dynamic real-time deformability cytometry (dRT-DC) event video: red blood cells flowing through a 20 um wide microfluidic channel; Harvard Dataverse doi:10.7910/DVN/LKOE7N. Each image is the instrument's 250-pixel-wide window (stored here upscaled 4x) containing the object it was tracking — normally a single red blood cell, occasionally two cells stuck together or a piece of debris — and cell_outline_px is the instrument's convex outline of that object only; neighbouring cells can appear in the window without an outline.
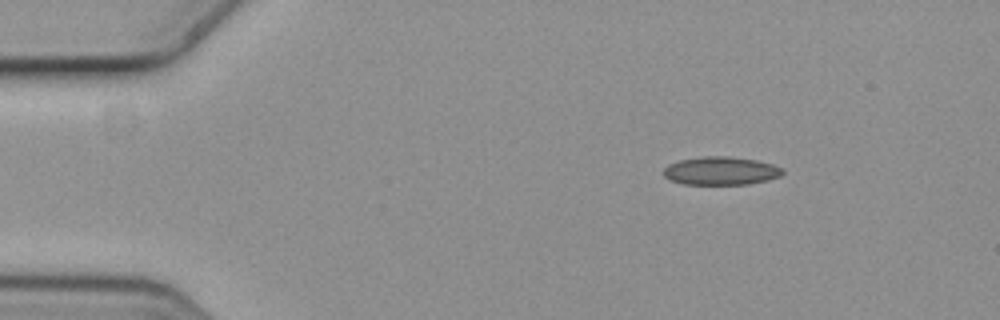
{"species": "common noctule bat (a hibernating species)", "species_latin": "Nyctalus noctula", "temperature_condition": "cold", "stored_images_in_passage": 4, "camera_frame_rate_fps": 3000, "um_per_image_px": 0.085, "animal": {"sex": "female", "body_mass_g": 19.3, "forearm_length_mm": 54.1}, "frame": {"image": 1, "passage_image": 4, "time_ms": 1.0, "image_size_px": [1000, 320], "cell_outline_px": [[784, 172], [780, 176], [748, 184], [684, 184], [672, 180], [664, 176], [664, 168], [668, 164], [680, 160], [704, 156], [728, 156], [756, 160], [772, 164], [784, 168]], "centroid_in_image_um": [61.28, 14.51], "position_along_channel_um": 23.7, "area_um2": 19.42}}